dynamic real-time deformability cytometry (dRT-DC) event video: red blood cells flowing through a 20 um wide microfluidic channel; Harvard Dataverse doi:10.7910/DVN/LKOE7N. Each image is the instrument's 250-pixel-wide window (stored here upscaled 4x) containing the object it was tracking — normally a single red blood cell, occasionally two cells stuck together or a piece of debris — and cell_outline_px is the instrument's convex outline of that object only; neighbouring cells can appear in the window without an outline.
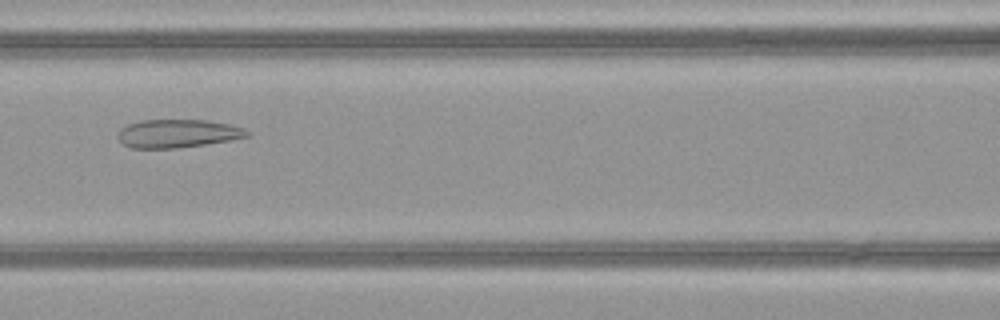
{"species": "common noctule bat (a hibernating species)", "species_latin": "Nyctalus noctula", "temperature_condition": "warm", "stored_images_in_passage": 40, "camera_frame_rate_fps": 3000, "um_per_image_px": 0.085, "animal": {"sex": "female", "body_mass_g": 21.9}, "frame": {"image": 1, "passage_image": 13, "time_ms": 4.0, "image_size_px": [1000, 320], "cell_outline_px": [[252, 136], [232, 140], [176, 148], [132, 148], [124, 144], [116, 136], [116, 132], [120, 128], [128, 124], [140, 120], [208, 120], [228, 124], [244, 128], [252, 132]], "centroid_in_image_um": [15.12, 11.34], "position_along_channel_um": 151.5, "area_um2": 21.5}}
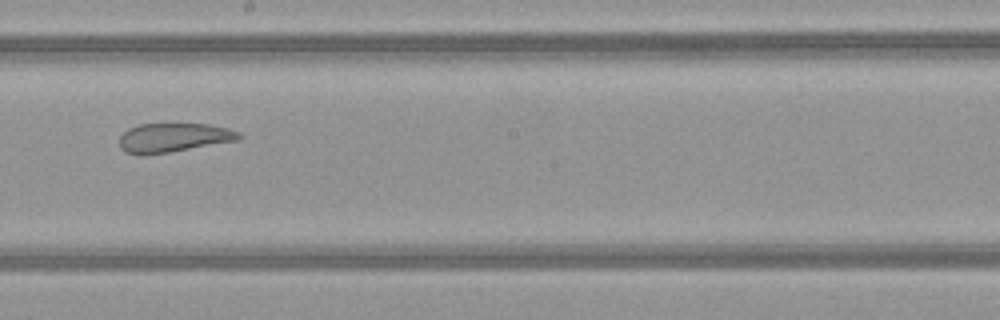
{"frame": {"image": 2, "passage_image": 19, "time_ms": 6.0, "image_size_px": [1000, 320], "cell_outline_px": [[244, 136], [240, 140], [144, 156], [140, 156], [124, 152], [120, 148], [120, 136], [128, 128], [140, 124], [208, 124], [228, 128], [240, 132]], "centroid_in_image_um": [14.75, 11.71], "position_along_channel_um": 233.4, "area_um2": 20.46}}
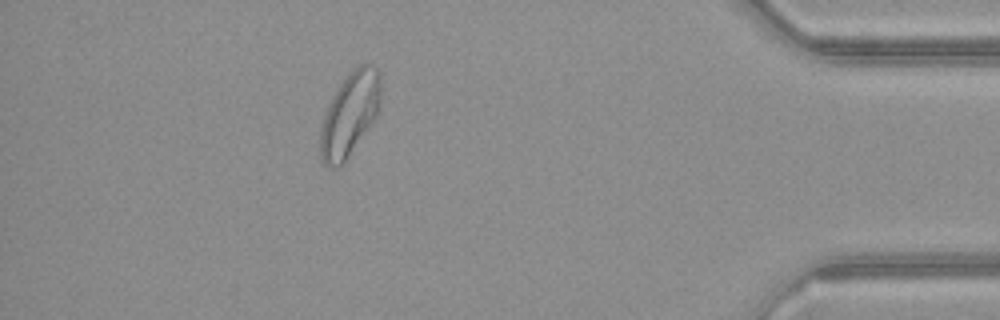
{"frame": {"image": 3, "passage_image": 35, "time_ms": 11.333, "image_size_px": [1000, 320], "cell_outline_px": [[380, 108], [376, 116], [344, 164], [336, 168], [328, 168], [320, 160], [320, 128], [328, 104], [332, 96], [340, 84], [360, 64], [368, 64], [376, 68], [380, 72]], "centroid_in_image_um": [29.71, 9.77], "position_along_channel_um": 405.5, "area_um2": 29.36}, "authors_computed_cell_mechanics": {"area_um2": 24.8829, "velocity_mm_per_s": 4.1113, "shape_relaxation_time_tau1_ms": null, "shape_relaxation_time_tau2_ms": 1.6824, "deformation_change_tau1": null, "deformation_change_tau2": 0.0878}}